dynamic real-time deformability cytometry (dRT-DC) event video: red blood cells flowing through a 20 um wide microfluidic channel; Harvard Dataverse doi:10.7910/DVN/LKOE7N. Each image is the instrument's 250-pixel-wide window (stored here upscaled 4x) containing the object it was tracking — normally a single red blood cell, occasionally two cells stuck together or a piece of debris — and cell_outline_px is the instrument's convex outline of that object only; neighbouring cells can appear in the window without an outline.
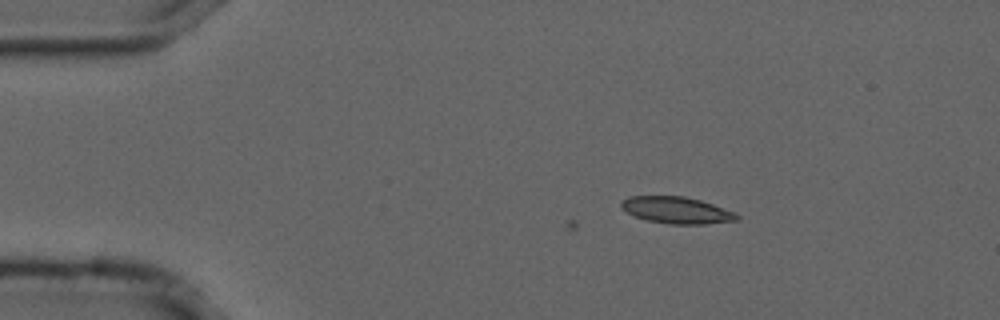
{"species": "common noctule bat (a hibernating species)", "species_latin": "Nyctalus noctula", "temperature_condition": "cold", "stored_images_in_passage": 10, "camera_frame_rate_fps": 3000, "um_per_image_px": 0.085, "animal": {"sex": "male", "forearm_length_mm": 52.5}, "frame": {"image": 1, "passage_image": 10, "time_ms": 3.0, "image_size_px": [1000, 320], "cell_outline_px": [[740, 220], [704, 224], [668, 224], [648, 220], [636, 216], [620, 208], [620, 204], [628, 196], [684, 196], [700, 200], [736, 212], [740, 216]], "centroid_in_image_um": [57.55, 17.87], "position_along_channel_um": 27.4, "area_um2": 17.98}}